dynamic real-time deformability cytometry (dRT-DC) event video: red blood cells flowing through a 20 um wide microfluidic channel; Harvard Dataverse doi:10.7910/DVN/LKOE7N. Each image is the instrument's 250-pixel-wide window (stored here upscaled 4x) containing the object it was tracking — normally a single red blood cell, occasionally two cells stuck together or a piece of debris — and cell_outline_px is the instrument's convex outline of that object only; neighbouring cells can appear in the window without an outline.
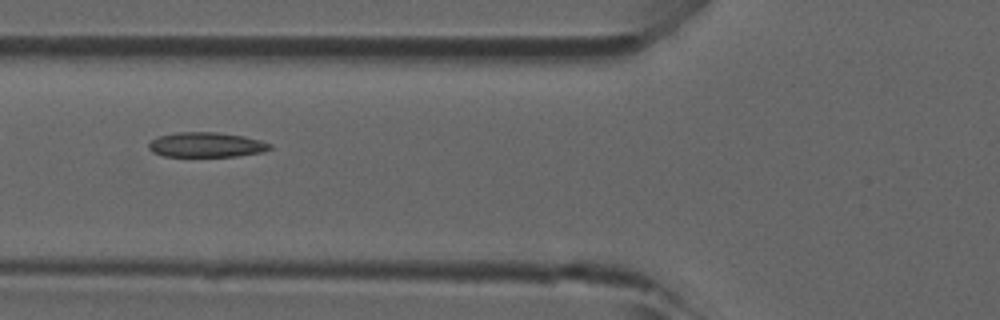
{"species": "common noctule bat (a hibernating species)", "species_latin": "Nyctalus noctula", "temperature_condition": "room temperature", "stored_images_in_passage": 6, "camera_frame_rate_fps": 3000, "um_per_image_px": 0.085, "animal": {"sex": "male", "forearm_length_mm": 52.5}, "frame": {"image": 1, "passage_image": 5, "time_ms": 1.333, "image_size_px": [1000, 320], "cell_outline_px": [[272, 148], [264, 152], [236, 156], [164, 156], [152, 152], [148, 148], [148, 144], [152, 140], [160, 136], [176, 132], [216, 132], [244, 136], [260, 140], [272, 144]], "centroid_in_image_um": [17.56, 12.3], "position_along_channel_um": 108.2, "area_um2": 17.57}}
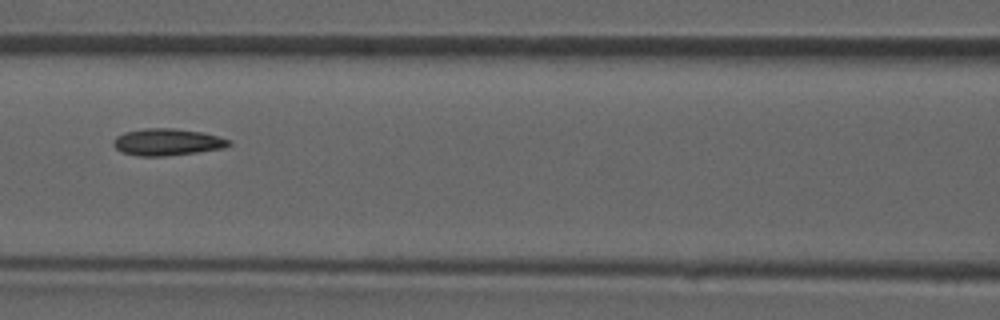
{"frame": {"image": 2, "passage_image": 6, "time_ms": 1.667, "image_size_px": [1000, 320], "cell_outline_px": [[232, 144], [224, 148], [196, 152], [164, 156], [140, 156], [120, 152], [112, 144], [112, 140], [116, 136], [124, 132], [144, 128], [172, 128], [200, 132], [232, 140]], "centroid_in_image_um": [14.18, 12.07], "position_along_channel_um": 152.4, "area_um2": 18.09}}